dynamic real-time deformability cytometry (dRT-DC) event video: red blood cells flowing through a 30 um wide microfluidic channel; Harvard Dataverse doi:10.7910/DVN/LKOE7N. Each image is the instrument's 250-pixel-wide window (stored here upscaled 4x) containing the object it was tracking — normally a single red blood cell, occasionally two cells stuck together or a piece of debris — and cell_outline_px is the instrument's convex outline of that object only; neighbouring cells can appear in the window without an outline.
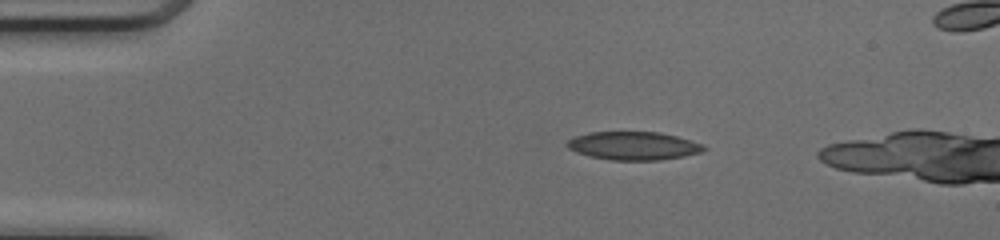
{"species": "common noctule bat (a hibernating species)", "species_latin": "Nyctalus noctula", "temperature_condition": "cold", "stored_images_in_passage": 40, "camera_frame_rate_fps": 3000, "um_per_image_px": 0.085, "animal": {"sex": "female", "body_mass_g": 17.0, "forearm_length_mm": 48.0}, "frame": {"image": 1, "passage_image": 4, "time_ms": 1.0, "image_size_px": [1000, 240], "cell_outline_px": [[708, 148], [704, 152], [684, 156], [660, 160], [608, 160], [588, 156], [576, 152], [568, 148], [564, 144], [568, 140], [576, 136], [588, 132], [660, 132], [676, 136], [704, 144]], "centroid_in_image_um": [53.86, 12.4], "position_along_channel_um": 31.1, "area_um2": 22.77}}
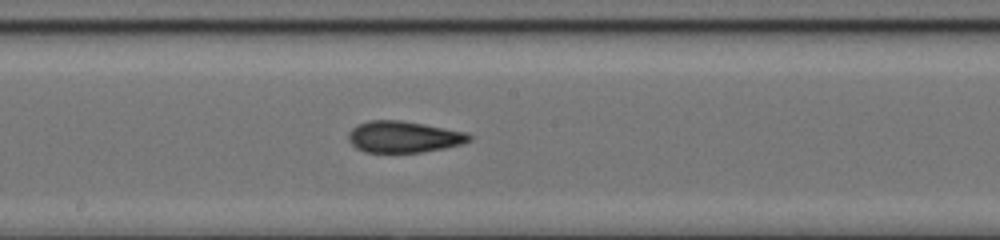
{"frame": {"image": 2, "passage_image": 21, "time_ms": 6.667, "image_size_px": [1000, 240], "cell_outline_px": [[472, 140], [460, 144], [444, 148], [420, 152], [364, 152], [356, 148], [348, 140], [348, 132], [356, 124], [368, 120], [400, 120], [424, 124], [468, 132], [472, 136]], "centroid_in_image_um": [34.29, 11.62], "position_along_channel_um": 213.9, "area_um2": 22.25}}
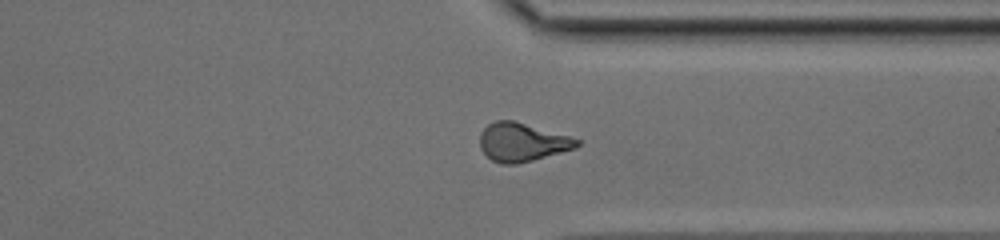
{"frame": {"image": 3, "passage_image": 32, "time_ms": 10.333, "image_size_px": [1000, 240], "cell_outline_px": [[580, 144], [576, 148], [532, 160], [516, 164], [500, 164], [492, 160], [480, 148], [480, 132], [488, 124], [496, 120], [512, 120], [568, 136], [580, 140]], "centroid_in_image_um": [44.35, 12.09], "position_along_channel_um": 367.0, "area_um2": 21.5}, "authors_computed_cell_mechanics": {"area_um2": 22.1952, "velocity_mm_per_s": 4.1864, "shape_relaxation_time_tau1_ms": null, "shape_relaxation_time_tau2_ms": 1.9112, "deformation_change_tau1": null, "deformation_change_tau2": 0.1022}}